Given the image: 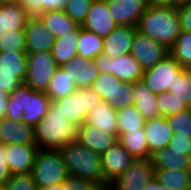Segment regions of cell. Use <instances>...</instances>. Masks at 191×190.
Returning <instances> with one entry per match:
<instances>
[{
    "instance_id": "1",
    "label": "cell",
    "mask_w": 191,
    "mask_h": 190,
    "mask_svg": "<svg viewBox=\"0 0 191 190\" xmlns=\"http://www.w3.org/2000/svg\"><path fill=\"white\" fill-rule=\"evenodd\" d=\"M51 99L45 92L21 84L8 95L5 117L35 127L49 110Z\"/></svg>"
},
{
    "instance_id": "2",
    "label": "cell",
    "mask_w": 191,
    "mask_h": 190,
    "mask_svg": "<svg viewBox=\"0 0 191 190\" xmlns=\"http://www.w3.org/2000/svg\"><path fill=\"white\" fill-rule=\"evenodd\" d=\"M137 30L170 50L181 33L177 8L148 5L139 20Z\"/></svg>"
},
{
    "instance_id": "3",
    "label": "cell",
    "mask_w": 191,
    "mask_h": 190,
    "mask_svg": "<svg viewBox=\"0 0 191 190\" xmlns=\"http://www.w3.org/2000/svg\"><path fill=\"white\" fill-rule=\"evenodd\" d=\"M78 127L69 122L57 110H48L47 114L34 127V140L41 149L61 150L77 139Z\"/></svg>"
},
{
    "instance_id": "4",
    "label": "cell",
    "mask_w": 191,
    "mask_h": 190,
    "mask_svg": "<svg viewBox=\"0 0 191 190\" xmlns=\"http://www.w3.org/2000/svg\"><path fill=\"white\" fill-rule=\"evenodd\" d=\"M60 151L69 175L91 180L103 190H108V187L103 183L100 155L76 141L67 144Z\"/></svg>"
},
{
    "instance_id": "5",
    "label": "cell",
    "mask_w": 191,
    "mask_h": 190,
    "mask_svg": "<svg viewBox=\"0 0 191 190\" xmlns=\"http://www.w3.org/2000/svg\"><path fill=\"white\" fill-rule=\"evenodd\" d=\"M103 101L91 88H77L66 97L51 101L49 110L59 111L69 122L82 126L87 115Z\"/></svg>"
},
{
    "instance_id": "6",
    "label": "cell",
    "mask_w": 191,
    "mask_h": 190,
    "mask_svg": "<svg viewBox=\"0 0 191 190\" xmlns=\"http://www.w3.org/2000/svg\"><path fill=\"white\" fill-rule=\"evenodd\" d=\"M32 175L40 189L63 183L69 174L61 151L39 148Z\"/></svg>"
},
{
    "instance_id": "7",
    "label": "cell",
    "mask_w": 191,
    "mask_h": 190,
    "mask_svg": "<svg viewBox=\"0 0 191 190\" xmlns=\"http://www.w3.org/2000/svg\"><path fill=\"white\" fill-rule=\"evenodd\" d=\"M90 88L116 110L134 105L133 83H124L113 74H99Z\"/></svg>"
},
{
    "instance_id": "8",
    "label": "cell",
    "mask_w": 191,
    "mask_h": 190,
    "mask_svg": "<svg viewBox=\"0 0 191 190\" xmlns=\"http://www.w3.org/2000/svg\"><path fill=\"white\" fill-rule=\"evenodd\" d=\"M99 74H113L124 83H135L142 80L144 70L140 63L129 53L117 58L101 54L95 58Z\"/></svg>"
},
{
    "instance_id": "9",
    "label": "cell",
    "mask_w": 191,
    "mask_h": 190,
    "mask_svg": "<svg viewBox=\"0 0 191 190\" xmlns=\"http://www.w3.org/2000/svg\"><path fill=\"white\" fill-rule=\"evenodd\" d=\"M185 69L171 55L161 60L154 67L144 71L142 81L156 95L168 92L174 87L176 78Z\"/></svg>"
},
{
    "instance_id": "10",
    "label": "cell",
    "mask_w": 191,
    "mask_h": 190,
    "mask_svg": "<svg viewBox=\"0 0 191 190\" xmlns=\"http://www.w3.org/2000/svg\"><path fill=\"white\" fill-rule=\"evenodd\" d=\"M58 67L51 52L27 54V73L24 84L35 91L46 92Z\"/></svg>"
},
{
    "instance_id": "11",
    "label": "cell",
    "mask_w": 191,
    "mask_h": 190,
    "mask_svg": "<svg viewBox=\"0 0 191 190\" xmlns=\"http://www.w3.org/2000/svg\"><path fill=\"white\" fill-rule=\"evenodd\" d=\"M27 73L26 51L0 52V86L9 94L24 83Z\"/></svg>"
},
{
    "instance_id": "12",
    "label": "cell",
    "mask_w": 191,
    "mask_h": 190,
    "mask_svg": "<svg viewBox=\"0 0 191 190\" xmlns=\"http://www.w3.org/2000/svg\"><path fill=\"white\" fill-rule=\"evenodd\" d=\"M154 178V169L149 159H135L108 190H144Z\"/></svg>"
},
{
    "instance_id": "13",
    "label": "cell",
    "mask_w": 191,
    "mask_h": 190,
    "mask_svg": "<svg viewBox=\"0 0 191 190\" xmlns=\"http://www.w3.org/2000/svg\"><path fill=\"white\" fill-rule=\"evenodd\" d=\"M130 54L140 63L145 71L170 55V50L137 30Z\"/></svg>"
},
{
    "instance_id": "14",
    "label": "cell",
    "mask_w": 191,
    "mask_h": 190,
    "mask_svg": "<svg viewBox=\"0 0 191 190\" xmlns=\"http://www.w3.org/2000/svg\"><path fill=\"white\" fill-rule=\"evenodd\" d=\"M101 157L103 183L109 187L135 160L119 142L111 146Z\"/></svg>"
},
{
    "instance_id": "15",
    "label": "cell",
    "mask_w": 191,
    "mask_h": 190,
    "mask_svg": "<svg viewBox=\"0 0 191 190\" xmlns=\"http://www.w3.org/2000/svg\"><path fill=\"white\" fill-rule=\"evenodd\" d=\"M106 2L117 26L137 27L148 6L147 0H106Z\"/></svg>"
},
{
    "instance_id": "16",
    "label": "cell",
    "mask_w": 191,
    "mask_h": 190,
    "mask_svg": "<svg viewBox=\"0 0 191 190\" xmlns=\"http://www.w3.org/2000/svg\"><path fill=\"white\" fill-rule=\"evenodd\" d=\"M25 35L27 54L51 52L56 40L38 16L28 18Z\"/></svg>"
},
{
    "instance_id": "17",
    "label": "cell",
    "mask_w": 191,
    "mask_h": 190,
    "mask_svg": "<svg viewBox=\"0 0 191 190\" xmlns=\"http://www.w3.org/2000/svg\"><path fill=\"white\" fill-rule=\"evenodd\" d=\"M82 28L94 32L99 37H107L116 27L114 19L108 10L106 0H94Z\"/></svg>"
},
{
    "instance_id": "18",
    "label": "cell",
    "mask_w": 191,
    "mask_h": 190,
    "mask_svg": "<svg viewBox=\"0 0 191 190\" xmlns=\"http://www.w3.org/2000/svg\"><path fill=\"white\" fill-rule=\"evenodd\" d=\"M61 68L70 76L76 88H90L99 76L95 59L75 56L63 64Z\"/></svg>"
},
{
    "instance_id": "19",
    "label": "cell",
    "mask_w": 191,
    "mask_h": 190,
    "mask_svg": "<svg viewBox=\"0 0 191 190\" xmlns=\"http://www.w3.org/2000/svg\"><path fill=\"white\" fill-rule=\"evenodd\" d=\"M38 150L36 144H6V157L12 175L32 173Z\"/></svg>"
},
{
    "instance_id": "20",
    "label": "cell",
    "mask_w": 191,
    "mask_h": 190,
    "mask_svg": "<svg viewBox=\"0 0 191 190\" xmlns=\"http://www.w3.org/2000/svg\"><path fill=\"white\" fill-rule=\"evenodd\" d=\"M118 140V134L103 132L101 129L86 123L78 127L76 142L100 156Z\"/></svg>"
},
{
    "instance_id": "21",
    "label": "cell",
    "mask_w": 191,
    "mask_h": 190,
    "mask_svg": "<svg viewBox=\"0 0 191 190\" xmlns=\"http://www.w3.org/2000/svg\"><path fill=\"white\" fill-rule=\"evenodd\" d=\"M137 27L117 26L107 37L103 38V54L111 58L129 54Z\"/></svg>"
},
{
    "instance_id": "22",
    "label": "cell",
    "mask_w": 191,
    "mask_h": 190,
    "mask_svg": "<svg viewBox=\"0 0 191 190\" xmlns=\"http://www.w3.org/2000/svg\"><path fill=\"white\" fill-rule=\"evenodd\" d=\"M144 130L150 154L168 147L174 133L167 118L164 116L146 120Z\"/></svg>"
},
{
    "instance_id": "23",
    "label": "cell",
    "mask_w": 191,
    "mask_h": 190,
    "mask_svg": "<svg viewBox=\"0 0 191 190\" xmlns=\"http://www.w3.org/2000/svg\"><path fill=\"white\" fill-rule=\"evenodd\" d=\"M30 16L18 1L0 3V34L18 33L25 30Z\"/></svg>"
},
{
    "instance_id": "24",
    "label": "cell",
    "mask_w": 191,
    "mask_h": 190,
    "mask_svg": "<svg viewBox=\"0 0 191 190\" xmlns=\"http://www.w3.org/2000/svg\"><path fill=\"white\" fill-rule=\"evenodd\" d=\"M0 142L6 144H36L34 128L7 117L0 119Z\"/></svg>"
},
{
    "instance_id": "25",
    "label": "cell",
    "mask_w": 191,
    "mask_h": 190,
    "mask_svg": "<svg viewBox=\"0 0 191 190\" xmlns=\"http://www.w3.org/2000/svg\"><path fill=\"white\" fill-rule=\"evenodd\" d=\"M85 123L103 132L118 134L117 110L104 100L88 113Z\"/></svg>"
},
{
    "instance_id": "26",
    "label": "cell",
    "mask_w": 191,
    "mask_h": 190,
    "mask_svg": "<svg viewBox=\"0 0 191 190\" xmlns=\"http://www.w3.org/2000/svg\"><path fill=\"white\" fill-rule=\"evenodd\" d=\"M150 160L154 171L157 169L191 170V156L171 151L169 146L152 153Z\"/></svg>"
},
{
    "instance_id": "27",
    "label": "cell",
    "mask_w": 191,
    "mask_h": 190,
    "mask_svg": "<svg viewBox=\"0 0 191 190\" xmlns=\"http://www.w3.org/2000/svg\"><path fill=\"white\" fill-rule=\"evenodd\" d=\"M134 105L145 120L160 117L157 95L142 81L133 83Z\"/></svg>"
},
{
    "instance_id": "28",
    "label": "cell",
    "mask_w": 191,
    "mask_h": 190,
    "mask_svg": "<svg viewBox=\"0 0 191 190\" xmlns=\"http://www.w3.org/2000/svg\"><path fill=\"white\" fill-rule=\"evenodd\" d=\"M80 38V26L66 35L56 38L55 44L51 51L55 63L62 66L71 58L77 56L78 41Z\"/></svg>"
},
{
    "instance_id": "29",
    "label": "cell",
    "mask_w": 191,
    "mask_h": 190,
    "mask_svg": "<svg viewBox=\"0 0 191 190\" xmlns=\"http://www.w3.org/2000/svg\"><path fill=\"white\" fill-rule=\"evenodd\" d=\"M47 30L55 37H61L76 30L80 25L64 11H48L38 16Z\"/></svg>"
},
{
    "instance_id": "30",
    "label": "cell",
    "mask_w": 191,
    "mask_h": 190,
    "mask_svg": "<svg viewBox=\"0 0 191 190\" xmlns=\"http://www.w3.org/2000/svg\"><path fill=\"white\" fill-rule=\"evenodd\" d=\"M154 177L169 190H191V170L157 169Z\"/></svg>"
},
{
    "instance_id": "31",
    "label": "cell",
    "mask_w": 191,
    "mask_h": 190,
    "mask_svg": "<svg viewBox=\"0 0 191 190\" xmlns=\"http://www.w3.org/2000/svg\"><path fill=\"white\" fill-rule=\"evenodd\" d=\"M119 142L134 159H149L151 157L144 128L123 133L119 137Z\"/></svg>"
},
{
    "instance_id": "32",
    "label": "cell",
    "mask_w": 191,
    "mask_h": 190,
    "mask_svg": "<svg viewBox=\"0 0 191 190\" xmlns=\"http://www.w3.org/2000/svg\"><path fill=\"white\" fill-rule=\"evenodd\" d=\"M76 89L77 88L70 79V76L66 74V71L62 69L61 66H59L52 76L45 93L51 101H55L70 95Z\"/></svg>"
},
{
    "instance_id": "33",
    "label": "cell",
    "mask_w": 191,
    "mask_h": 190,
    "mask_svg": "<svg viewBox=\"0 0 191 190\" xmlns=\"http://www.w3.org/2000/svg\"><path fill=\"white\" fill-rule=\"evenodd\" d=\"M103 42L104 40L102 37H99L94 32L82 28L80 25L77 56L87 59H95L102 54Z\"/></svg>"
},
{
    "instance_id": "34",
    "label": "cell",
    "mask_w": 191,
    "mask_h": 190,
    "mask_svg": "<svg viewBox=\"0 0 191 190\" xmlns=\"http://www.w3.org/2000/svg\"><path fill=\"white\" fill-rule=\"evenodd\" d=\"M145 121L135 105L117 110L118 138L123 133L142 130Z\"/></svg>"
},
{
    "instance_id": "35",
    "label": "cell",
    "mask_w": 191,
    "mask_h": 190,
    "mask_svg": "<svg viewBox=\"0 0 191 190\" xmlns=\"http://www.w3.org/2000/svg\"><path fill=\"white\" fill-rule=\"evenodd\" d=\"M170 55L182 66L191 69V32L181 31Z\"/></svg>"
},
{
    "instance_id": "36",
    "label": "cell",
    "mask_w": 191,
    "mask_h": 190,
    "mask_svg": "<svg viewBox=\"0 0 191 190\" xmlns=\"http://www.w3.org/2000/svg\"><path fill=\"white\" fill-rule=\"evenodd\" d=\"M157 105L160 116L168 117L189 108V102H182V98L171 92L157 95Z\"/></svg>"
},
{
    "instance_id": "37",
    "label": "cell",
    "mask_w": 191,
    "mask_h": 190,
    "mask_svg": "<svg viewBox=\"0 0 191 190\" xmlns=\"http://www.w3.org/2000/svg\"><path fill=\"white\" fill-rule=\"evenodd\" d=\"M26 51L25 30L18 33L0 34V52Z\"/></svg>"
},
{
    "instance_id": "38",
    "label": "cell",
    "mask_w": 191,
    "mask_h": 190,
    "mask_svg": "<svg viewBox=\"0 0 191 190\" xmlns=\"http://www.w3.org/2000/svg\"><path fill=\"white\" fill-rule=\"evenodd\" d=\"M170 127L176 135H188L191 137V109L178 112L166 117Z\"/></svg>"
},
{
    "instance_id": "39",
    "label": "cell",
    "mask_w": 191,
    "mask_h": 190,
    "mask_svg": "<svg viewBox=\"0 0 191 190\" xmlns=\"http://www.w3.org/2000/svg\"><path fill=\"white\" fill-rule=\"evenodd\" d=\"M168 92L182 98V102L191 101V69L185 68L176 78L174 87Z\"/></svg>"
},
{
    "instance_id": "40",
    "label": "cell",
    "mask_w": 191,
    "mask_h": 190,
    "mask_svg": "<svg viewBox=\"0 0 191 190\" xmlns=\"http://www.w3.org/2000/svg\"><path fill=\"white\" fill-rule=\"evenodd\" d=\"M94 0H68L65 13L82 25Z\"/></svg>"
},
{
    "instance_id": "41",
    "label": "cell",
    "mask_w": 191,
    "mask_h": 190,
    "mask_svg": "<svg viewBox=\"0 0 191 190\" xmlns=\"http://www.w3.org/2000/svg\"><path fill=\"white\" fill-rule=\"evenodd\" d=\"M3 190H37L32 173L14 174L5 183Z\"/></svg>"
},
{
    "instance_id": "42",
    "label": "cell",
    "mask_w": 191,
    "mask_h": 190,
    "mask_svg": "<svg viewBox=\"0 0 191 190\" xmlns=\"http://www.w3.org/2000/svg\"><path fill=\"white\" fill-rule=\"evenodd\" d=\"M62 184L68 190H103L98 184L91 180L73 175H68Z\"/></svg>"
},
{
    "instance_id": "43",
    "label": "cell",
    "mask_w": 191,
    "mask_h": 190,
    "mask_svg": "<svg viewBox=\"0 0 191 190\" xmlns=\"http://www.w3.org/2000/svg\"><path fill=\"white\" fill-rule=\"evenodd\" d=\"M169 148L171 151L185 153L186 155L191 156V137L188 135H176V133H173L169 142Z\"/></svg>"
},
{
    "instance_id": "44",
    "label": "cell",
    "mask_w": 191,
    "mask_h": 190,
    "mask_svg": "<svg viewBox=\"0 0 191 190\" xmlns=\"http://www.w3.org/2000/svg\"><path fill=\"white\" fill-rule=\"evenodd\" d=\"M30 17L45 12V0H17Z\"/></svg>"
},
{
    "instance_id": "45",
    "label": "cell",
    "mask_w": 191,
    "mask_h": 190,
    "mask_svg": "<svg viewBox=\"0 0 191 190\" xmlns=\"http://www.w3.org/2000/svg\"><path fill=\"white\" fill-rule=\"evenodd\" d=\"M6 155V145L0 142V188H3L12 176Z\"/></svg>"
},
{
    "instance_id": "46",
    "label": "cell",
    "mask_w": 191,
    "mask_h": 190,
    "mask_svg": "<svg viewBox=\"0 0 191 190\" xmlns=\"http://www.w3.org/2000/svg\"><path fill=\"white\" fill-rule=\"evenodd\" d=\"M181 31L191 32V3L177 7Z\"/></svg>"
},
{
    "instance_id": "47",
    "label": "cell",
    "mask_w": 191,
    "mask_h": 190,
    "mask_svg": "<svg viewBox=\"0 0 191 190\" xmlns=\"http://www.w3.org/2000/svg\"><path fill=\"white\" fill-rule=\"evenodd\" d=\"M68 0H45V12L65 11Z\"/></svg>"
},
{
    "instance_id": "48",
    "label": "cell",
    "mask_w": 191,
    "mask_h": 190,
    "mask_svg": "<svg viewBox=\"0 0 191 190\" xmlns=\"http://www.w3.org/2000/svg\"><path fill=\"white\" fill-rule=\"evenodd\" d=\"M148 5L153 7H171L175 8V0H147Z\"/></svg>"
},
{
    "instance_id": "49",
    "label": "cell",
    "mask_w": 191,
    "mask_h": 190,
    "mask_svg": "<svg viewBox=\"0 0 191 190\" xmlns=\"http://www.w3.org/2000/svg\"><path fill=\"white\" fill-rule=\"evenodd\" d=\"M8 95L9 94L3 91L2 87L0 86V119L5 117Z\"/></svg>"
},
{
    "instance_id": "50",
    "label": "cell",
    "mask_w": 191,
    "mask_h": 190,
    "mask_svg": "<svg viewBox=\"0 0 191 190\" xmlns=\"http://www.w3.org/2000/svg\"><path fill=\"white\" fill-rule=\"evenodd\" d=\"M144 190H169L168 188L161 185L155 177L148 183Z\"/></svg>"
},
{
    "instance_id": "51",
    "label": "cell",
    "mask_w": 191,
    "mask_h": 190,
    "mask_svg": "<svg viewBox=\"0 0 191 190\" xmlns=\"http://www.w3.org/2000/svg\"><path fill=\"white\" fill-rule=\"evenodd\" d=\"M43 190H68V189L65 188L64 185L61 183V184L48 186V187L44 188Z\"/></svg>"
},
{
    "instance_id": "52",
    "label": "cell",
    "mask_w": 191,
    "mask_h": 190,
    "mask_svg": "<svg viewBox=\"0 0 191 190\" xmlns=\"http://www.w3.org/2000/svg\"><path fill=\"white\" fill-rule=\"evenodd\" d=\"M190 3H191V0H175V8L182 5L190 4Z\"/></svg>"
},
{
    "instance_id": "53",
    "label": "cell",
    "mask_w": 191,
    "mask_h": 190,
    "mask_svg": "<svg viewBox=\"0 0 191 190\" xmlns=\"http://www.w3.org/2000/svg\"><path fill=\"white\" fill-rule=\"evenodd\" d=\"M8 1H17V0H0V3L1 2H8Z\"/></svg>"
}]
</instances>
